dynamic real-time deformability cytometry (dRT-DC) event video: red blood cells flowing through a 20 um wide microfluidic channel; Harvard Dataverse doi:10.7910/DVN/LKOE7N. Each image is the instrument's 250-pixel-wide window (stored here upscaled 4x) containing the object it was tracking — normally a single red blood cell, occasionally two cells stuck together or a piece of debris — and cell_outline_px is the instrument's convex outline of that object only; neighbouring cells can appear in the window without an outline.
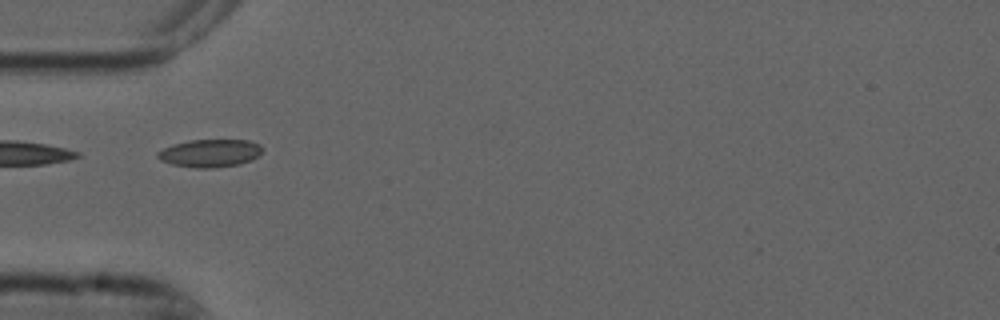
{"species": "common noctule bat (a hibernating species)", "species_latin": "Nyctalus noctula", "temperature_condition": "cold", "stored_images_in_passage": 7, "camera_frame_rate_fps": 3000, "um_per_image_px": 0.085, "animal": {"sex": "male", "forearm_length_mm": 52.5}, "frame": {"image": 1, "passage_image": 5, "time_ms": 1.333, "image_size_px": [1000, 320], "cell_outline_px": [[264, 152], [252, 160], [240, 164], [212, 168], [196, 168], [172, 164], [160, 160], [156, 156], [156, 152], [172, 144], [188, 140], [248, 140], [260, 144], [264, 148]], "centroid_in_image_um": [17.87, 13.01], "position_along_channel_um": 67.1, "area_um2": 17.22}}
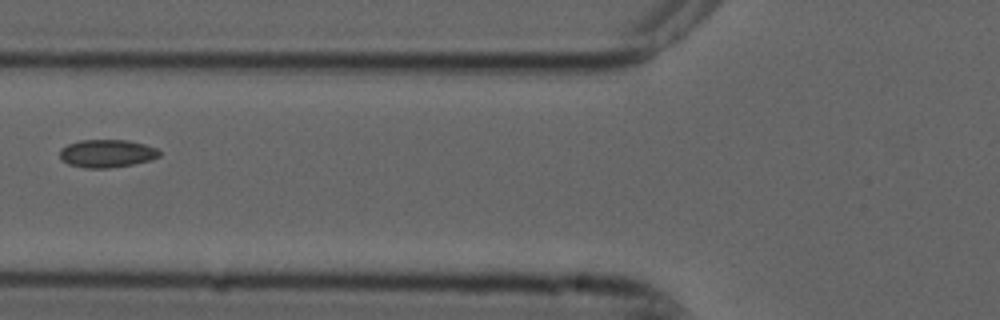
{"frame": {"image": 2, "passage_image": 6, "time_ms": 1.667, "image_size_px": [1000, 320], "cell_outline_px": [[160, 156], [152, 160], [132, 164], [108, 168], [84, 168], [68, 164], [60, 156], [60, 148], [68, 144], [80, 140], [128, 140], [144, 144], [156, 148], [160, 152]], "centroid_in_image_um": [9.09, 13.04], "position_along_channel_um": 116.7, "area_um2": 16.18}}
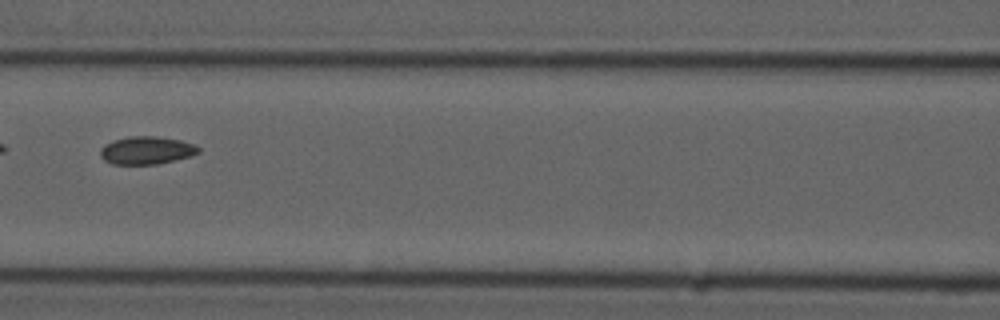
{"frame": {"image": 3, "passage_image": 7, "time_ms": 2.0, "image_size_px": [1000, 320], "cell_outline_px": [[200, 152], [192, 156], [156, 164], [112, 164], [104, 160], [100, 156], [100, 148], [104, 144], [112, 140], [128, 136], [156, 136], [180, 140], [196, 144], [200, 148]], "centroid_in_image_um": [12.45, 12.77], "position_along_channel_um": 154.1, "area_um2": 16.13}}